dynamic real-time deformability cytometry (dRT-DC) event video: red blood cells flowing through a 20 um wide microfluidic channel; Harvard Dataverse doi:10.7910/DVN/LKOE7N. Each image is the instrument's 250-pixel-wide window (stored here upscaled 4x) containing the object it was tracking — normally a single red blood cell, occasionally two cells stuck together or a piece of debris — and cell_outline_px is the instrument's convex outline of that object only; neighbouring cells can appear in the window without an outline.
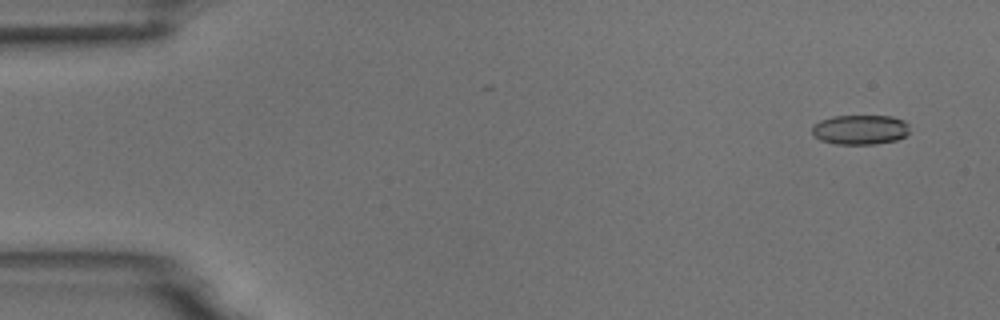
{"species": "common noctule bat (a hibernating species)", "species_latin": "Nyctalus noctula", "temperature_condition": "room temperature", "stored_images_in_passage": 4, "camera_frame_rate_fps": 3000, "um_per_image_px": 0.085, "animal": {"sex": "male", "body_mass_g": 18.8}, "frame": {"image": 1, "passage_image": 1, "time_ms": 0.0, "image_size_px": [1000, 320], "cell_outline_px": [[908, 132], [904, 136], [896, 140], [876, 144], [836, 144], [820, 140], [812, 132], [812, 128], [820, 120], [832, 116], [892, 116], [904, 120], [908, 124]], "centroid_in_image_um": [73.12, 11.02], "position_along_channel_um": 11.9, "area_um2": 16.82}}
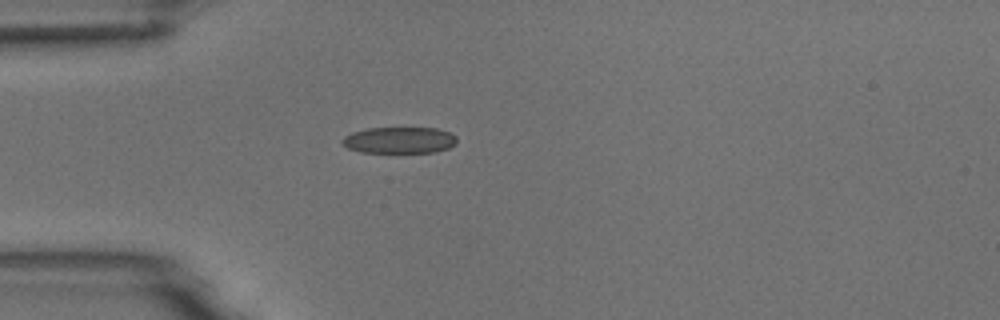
{"frame": {"image": 2, "passage_image": 4, "time_ms": 4.0, "image_size_px": [1000, 320], "cell_outline_px": [[456, 144], [448, 148], [436, 152], [360, 152], [348, 148], [340, 140], [344, 136], [352, 132], [368, 128], [436, 128], [448, 132], [456, 136]], "centroid_in_image_um": [33.94, 11.91], "position_along_channel_um": 51.1, "area_um2": 17.57}}